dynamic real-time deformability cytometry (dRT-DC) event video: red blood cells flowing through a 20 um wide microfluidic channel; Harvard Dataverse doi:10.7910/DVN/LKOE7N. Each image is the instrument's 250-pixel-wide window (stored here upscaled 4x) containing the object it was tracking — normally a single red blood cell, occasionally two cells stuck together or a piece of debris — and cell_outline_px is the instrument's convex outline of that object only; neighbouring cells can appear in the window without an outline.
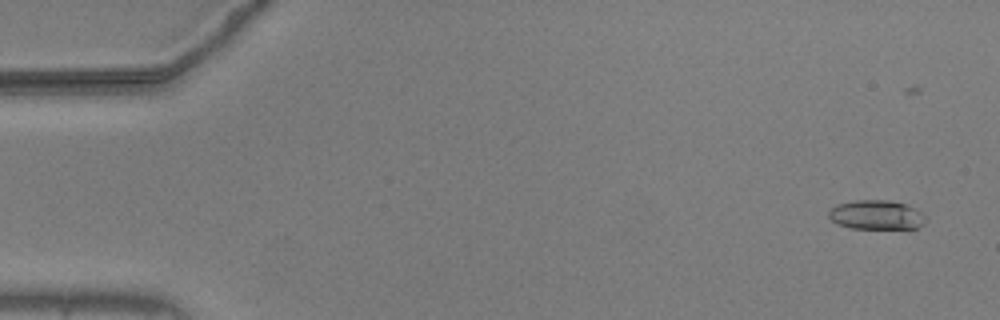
{"species": "common noctule bat (a hibernating species)", "species_latin": "Nyctalus noctula", "temperature_condition": "warm", "stored_images_in_passage": 51, "camera_frame_rate_fps": 3000, "um_per_image_px": 0.085, "animal": {"sex": "male", "body_mass_g": 20.5, "forearm_length_mm": 52.5}, "frame": {"image": 1, "passage_image": 3, "time_ms": 0.667, "image_size_px": [1000, 320], "cell_outline_px": [[924, 224], [916, 228], [852, 228], [836, 224], [828, 216], [828, 212], [836, 204], [856, 200], [888, 200], [908, 204], [920, 212], [924, 216]], "centroid_in_image_um": [74.46, 18.25], "position_along_channel_um": 10.5, "area_um2": 16.47}}
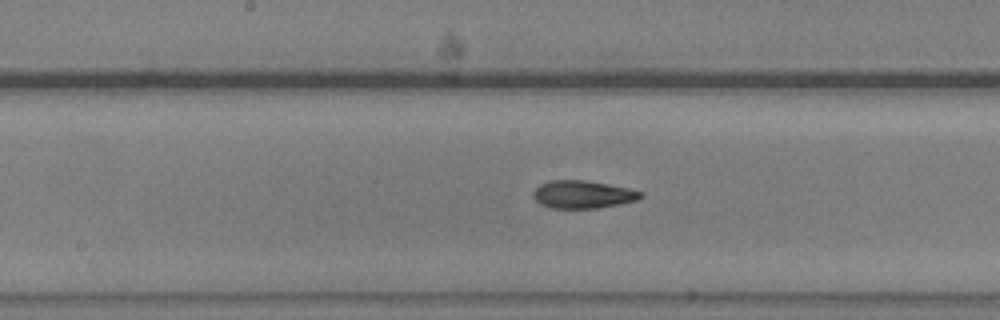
{"frame": {"image": 2, "passage_image": 29, "time_ms": 9.333, "image_size_px": [1000, 320], "cell_outline_px": [[644, 196], [636, 200], [620, 204], [596, 208], [548, 208], [540, 204], [532, 196], [532, 192], [540, 184], [552, 180], [584, 180], [608, 184], [628, 188], [644, 192]], "centroid_in_image_um": [49.53, 16.53], "position_along_channel_um": 198.7, "area_um2": 17.46}}
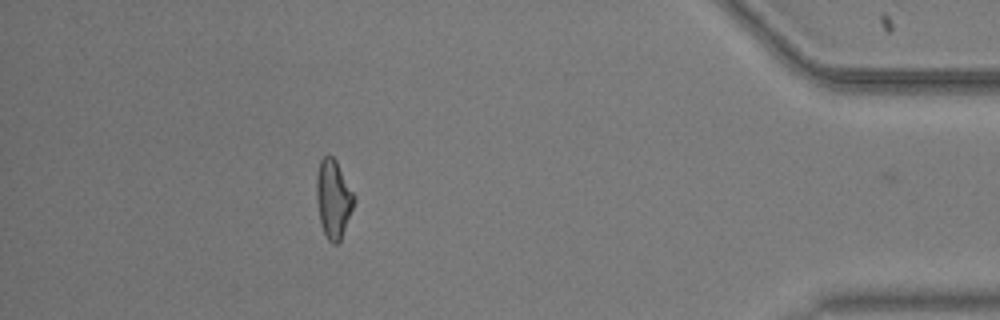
{"frame": {"image": 3, "passage_image": 50, "time_ms": 16.333, "image_size_px": [1000, 320], "cell_outline_px": [[356, 200], [340, 240], [336, 244], [332, 244], [328, 240], [324, 232], [320, 220], [316, 196], [316, 172], [320, 160], [328, 152], [336, 160], [356, 196]], "centroid_in_image_um": [28.34, 16.84], "position_along_channel_um": 406.9, "area_um2": 17.28}, "authors_computed_cell_mechanics": {"area_um2": 17.1666, "velocity_mm_per_s": 3.6781, "shape_relaxation_time_tau1_ms": 5.4977, "shape_relaxation_time_tau2_ms": 2.1148, "deformation_change_tau1": 0.1738, "deformation_change_tau2": 0.0917}}